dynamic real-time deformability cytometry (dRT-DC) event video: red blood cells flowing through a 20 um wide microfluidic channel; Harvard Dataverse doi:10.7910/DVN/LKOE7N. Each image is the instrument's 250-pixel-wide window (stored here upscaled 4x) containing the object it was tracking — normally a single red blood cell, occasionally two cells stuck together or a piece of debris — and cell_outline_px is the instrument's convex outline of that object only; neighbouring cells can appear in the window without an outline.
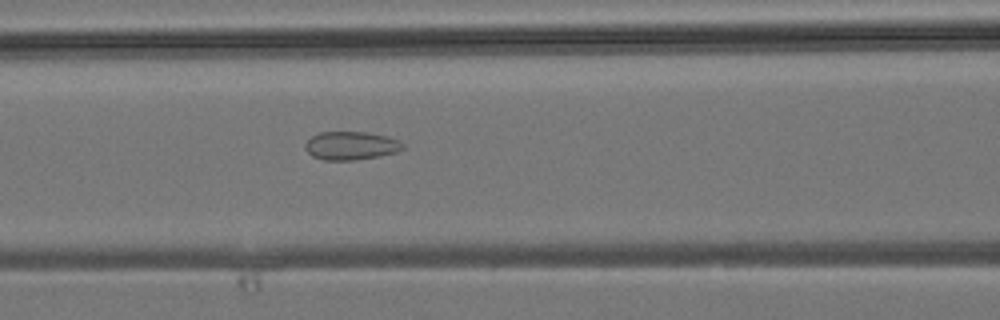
{"species": "common noctule bat (a hibernating species)", "species_latin": "Nyctalus noctula", "temperature_condition": "room temperature", "stored_images_in_passage": 37, "camera_frame_rate_fps": 3000, "um_per_image_px": 0.085, "animal": {"sex": "male", "body_mass_g": 19.2, "forearm_length_mm": 51.8}, "frame": {"image": 1, "passage_image": 16, "time_ms": 5.0, "image_size_px": [1000, 320], "cell_outline_px": [[404, 148], [396, 152], [380, 156], [356, 160], [324, 160], [312, 156], [304, 148], [304, 144], [312, 136], [320, 132], [368, 132], [388, 136], [400, 140], [404, 144]], "centroid_in_image_um": [29.85, 12.38], "position_along_channel_um": 136.7, "area_um2": 16.3}}
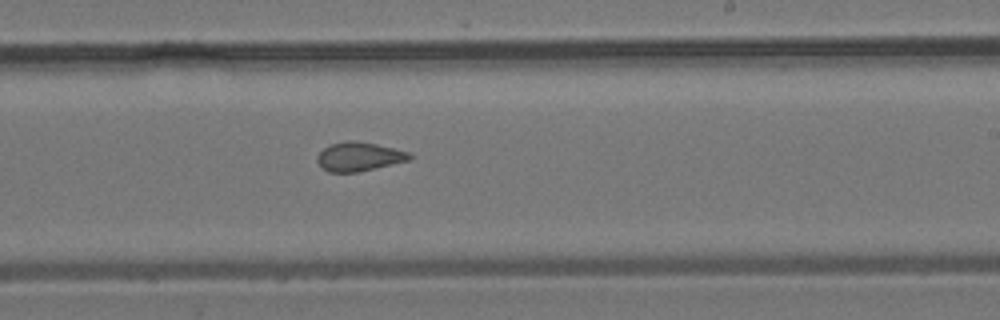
{"frame": {"image": 2, "passage_image": 24, "time_ms": 7.667, "image_size_px": [1000, 320], "cell_outline_px": [[416, 156], [408, 160], [392, 164], [356, 172], [328, 172], [316, 160], [316, 156], [328, 144], [348, 140], [352, 140], [376, 144], [408, 152]], "centroid_in_image_um": [30.5, 13.3], "position_along_channel_um": 258.5, "area_um2": 15.43}}
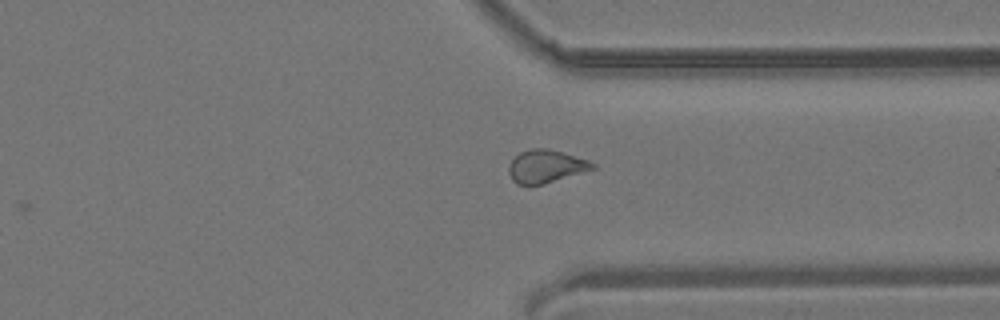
{"frame": {"image": 3, "passage_image": 31, "time_ms": 10.0, "image_size_px": [1000, 320], "cell_outline_px": [[596, 168], [544, 184], [516, 184], [512, 180], [508, 172], [508, 164], [520, 152], [532, 148], [548, 148], [564, 152], [588, 160], [596, 164]], "centroid_in_image_um": [46.4, 14.13], "position_along_channel_um": 365.0, "area_um2": 16.13}}